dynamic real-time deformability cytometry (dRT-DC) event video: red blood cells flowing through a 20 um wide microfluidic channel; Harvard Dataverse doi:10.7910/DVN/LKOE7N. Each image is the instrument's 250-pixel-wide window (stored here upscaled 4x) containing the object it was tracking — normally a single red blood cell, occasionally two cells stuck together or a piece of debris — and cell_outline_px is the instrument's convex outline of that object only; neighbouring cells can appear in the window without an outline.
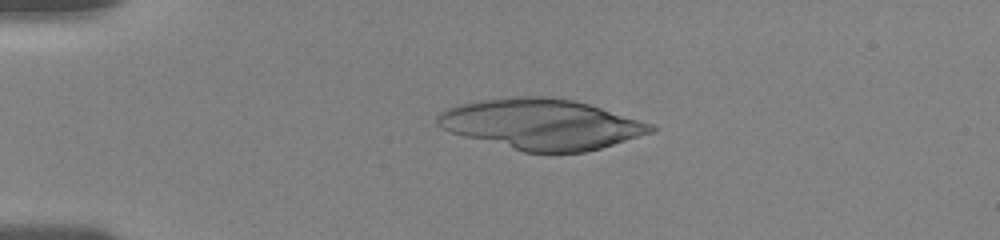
{"species": "human", "species_latin": "Homo sapiens", "temperature_condition": "room temperature", "stored_images_in_passage": 18, "camera_frame_rate_fps": 3000, "um_per_image_px": 0.085, "donor": {"sex": "female"}, "frame": {"image": 1, "passage_image": 8, "time_ms": 3.333, "image_size_px": [1000, 240], "cell_outline_px": [[660, 128], [652, 132], [600, 148], [584, 152], [524, 152], [448, 132], [436, 124], [436, 116], [440, 112], [456, 104], [480, 100], [520, 96], [552, 96], [572, 100], [588, 104], [656, 124]], "centroid_in_image_um": [46.02, 10.55], "position_along_channel_um": 39.0, "area_um2": 62.83}}